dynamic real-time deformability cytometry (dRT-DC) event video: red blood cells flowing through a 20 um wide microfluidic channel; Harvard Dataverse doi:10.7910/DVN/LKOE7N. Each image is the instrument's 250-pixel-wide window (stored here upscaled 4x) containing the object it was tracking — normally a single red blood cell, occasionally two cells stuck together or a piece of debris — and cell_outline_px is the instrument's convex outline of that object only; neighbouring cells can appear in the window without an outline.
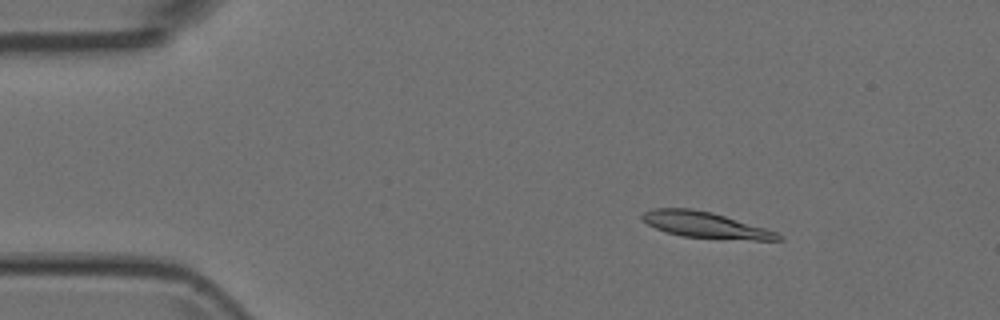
{"species": "Egyptian fruit bat (a non-hibernating species)", "species_latin": "Rousettus aegyptiacus", "temperature_condition": "room temperature", "stored_images_in_passage": 51, "camera_frame_rate_fps": 3000, "um_per_image_px": 0.085, "animal": {"sex": "female"}, "frame": {"image": 1, "passage_image": 8, "time_ms": 2.333, "image_size_px": [1000, 320], "cell_outline_px": [[784, 240], [752, 240], [680, 236], [656, 228], [648, 224], [640, 216], [644, 212], [656, 208], [692, 208], [712, 212], [764, 228], [776, 232], [784, 236]], "centroid_in_image_um": [59.97, 19.12], "position_along_channel_um": 25.0, "area_um2": 20.35}}
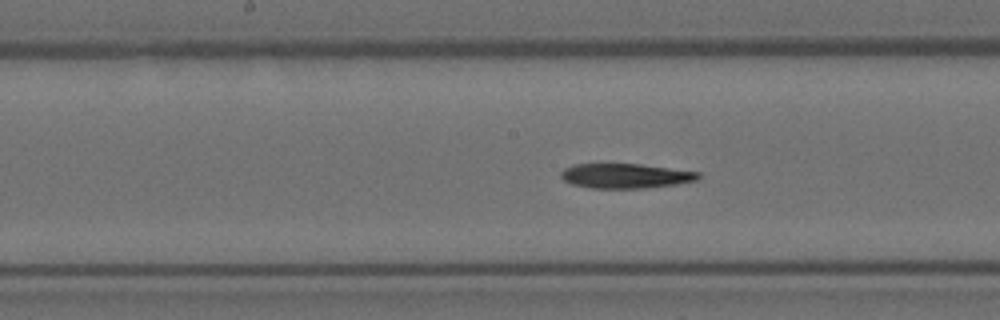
{"frame": {"image": 2, "passage_image": 26, "time_ms": 8.333, "image_size_px": [1000, 320], "cell_outline_px": [[700, 176], [696, 180], [676, 184], [644, 188], [588, 188], [572, 184], [564, 180], [560, 176], [560, 172], [564, 168], [576, 164], [640, 164], [700, 172]], "centroid_in_image_um": [53.14, 14.95], "position_along_channel_um": 195.1, "area_um2": 19.71}}
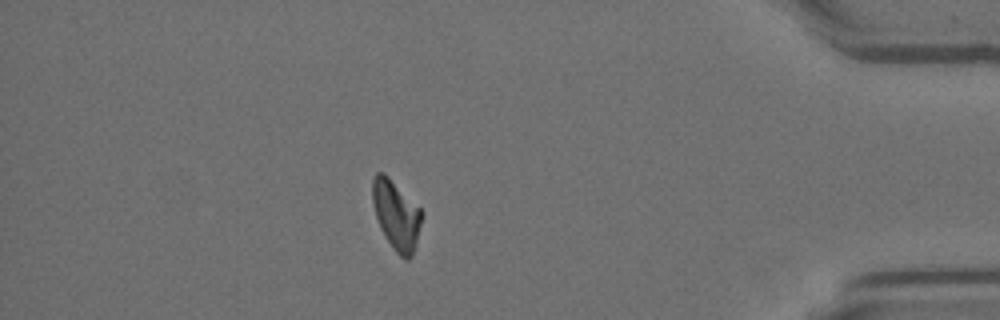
{"frame": {"image": 3, "passage_image": 45, "time_ms": 14.667, "image_size_px": [1000, 320], "cell_outline_px": [[420, 224], [412, 256], [408, 260], [404, 260], [392, 248], [380, 228], [372, 204], [372, 180], [376, 172], [384, 172], [420, 208]], "centroid_in_image_um": [33.63, 18.27], "position_along_channel_um": 401.6, "area_um2": 19.54}}